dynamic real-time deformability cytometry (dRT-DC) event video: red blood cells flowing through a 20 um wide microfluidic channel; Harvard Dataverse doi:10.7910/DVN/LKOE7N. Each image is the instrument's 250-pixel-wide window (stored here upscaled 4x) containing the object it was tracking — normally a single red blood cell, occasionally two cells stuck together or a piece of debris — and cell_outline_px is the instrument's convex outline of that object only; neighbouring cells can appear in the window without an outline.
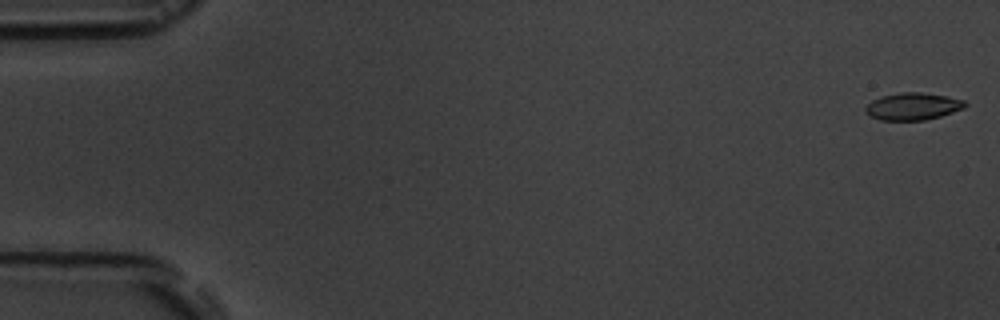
{"species": "common noctule bat (a hibernating species)", "species_latin": "Nyctalus noctula", "temperature_condition": "room temperature", "stored_images_in_passage": 8, "camera_frame_rate_fps": 3000, "um_per_image_px": 0.085, "animal": {"sex": "male", "body_mass_g": 19.5, "forearm_length_mm": 54.6}, "frame": {"image": 1, "passage_image": 1, "time_ms": 0.0, "image_size_px": [1000, 320], "cell_outline_px": [[968, 104], [964, 108], [940, 116], [924, 120], [880, 120], [872, 116], [864, 108], [872, 100], [880, 96], [900, 92], [920, 92], [948, 96], [964, 100]], "centroid_in_image_um": [77.61, 9.03], "position_along_channel_um": 7.4, "area_um2": 15.72}}
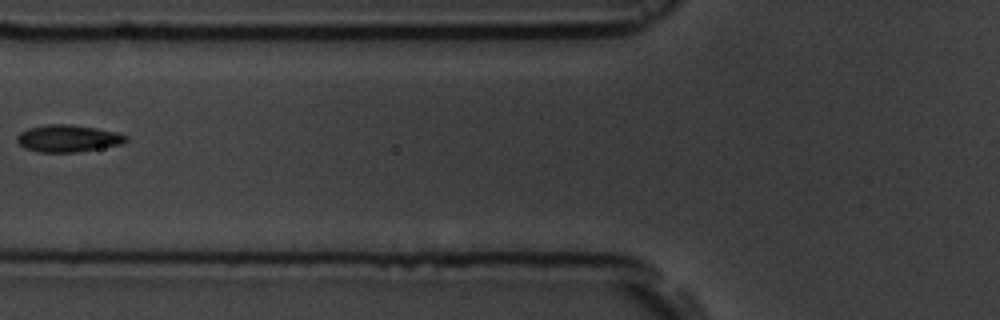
{"frame": {"image": 2, "passage_image": 7, "time_ms": 7.0, "image_size_px": [1000, 320], "cell_outline_px": [[128, 140], [120, 144], [76, 152], [36, 152], [24, 148], [16, 140], [16, 136], [20, 132], [28, 128], [48, 124], [72, 124], [96, 128], [116, 132], [128, 136]], "centroid_in_image_um": [5.74, 11.76], "position_along_channel_um": 120.1, "area_um2": 17.17}}
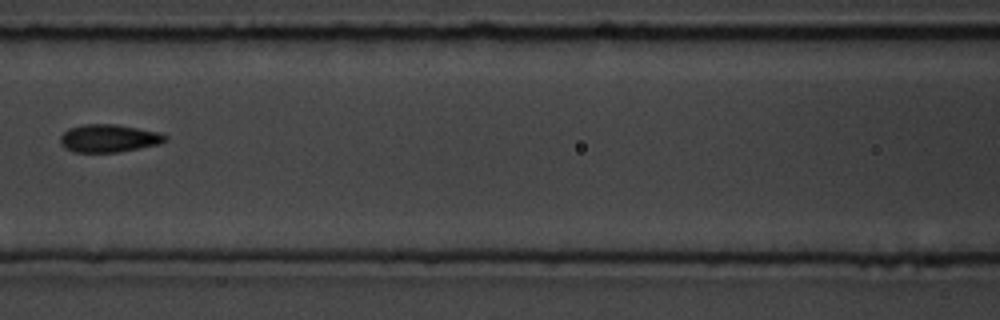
{"frame": {"image": 3, "passage_image": 8, "time_ms": 8.0, "image_size_px": [1000, 320], "cell_outline_px": [[168, 140], [160, 144], [120, 152], [72, 152], [64, 148], [60, 144], [60, 136], [68, 128], [84, 124], [116, 124], [160, 132], [168, 136]], "centroid_in_image_um": [9.26, 11.76], "position_along_channel_um": 157.3, "area_um2": 17.28}}